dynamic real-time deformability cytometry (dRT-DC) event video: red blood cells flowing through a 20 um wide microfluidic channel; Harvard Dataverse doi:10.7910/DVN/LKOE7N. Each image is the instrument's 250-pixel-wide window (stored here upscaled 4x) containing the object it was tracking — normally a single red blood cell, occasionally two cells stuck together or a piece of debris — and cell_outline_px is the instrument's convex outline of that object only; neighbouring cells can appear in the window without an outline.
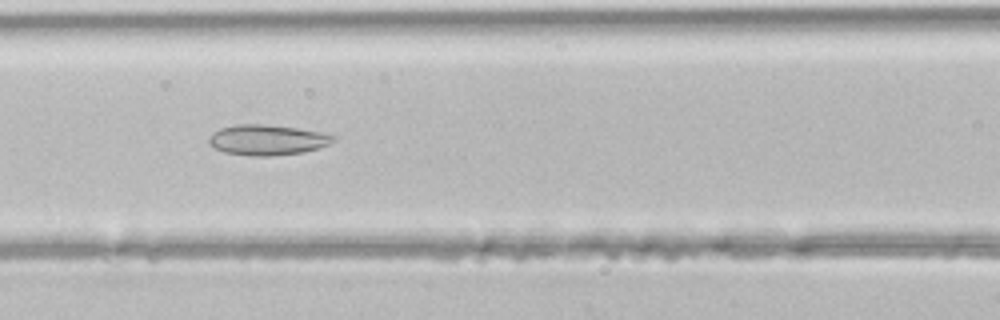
{"species": "common noctule bat (a hibernating species)", "species_latin": "Nyctalus noctula", "temperature_condition": "room temperature", "stored_images_in_passage": 42, "camera_frame_rate_fps": 3000, "um_per_image_px": 0.085, "animal": {"sex": "male", "body_mass_g": 21.5, "forearm_length_mm": 52.0}, "frame": {"image": 1, "passage_image": 16, "time_ms": 5.0, "image_size_px": [1000, 320], "cell_outline_px": [[336, 140], [328, 144], [304, 152], [272, 156], [252, 156], [224, 152], [208, 144], [208, 140], [220, 128], [236, 124], [264, 124], [296, 128], [320, 132], [336, 136]], "centroid_in_image_um": [22.72, 11.89], "position_along_channel_um": 143.9, "area_um2": 21.85}}
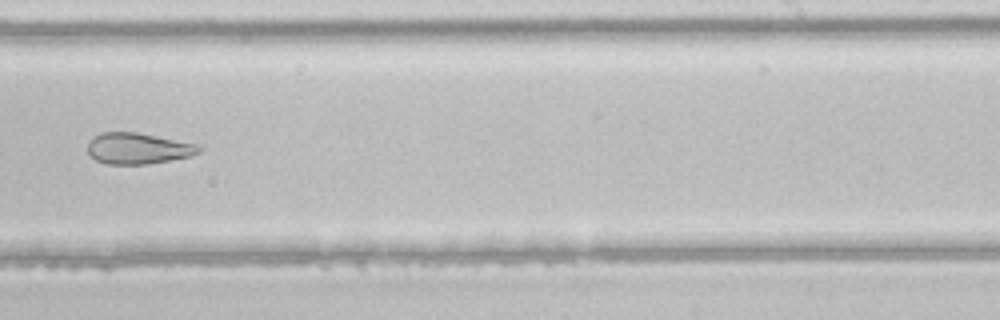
{"frame": {"image": 2, "passage_image": 25, "time_ms": 8.0, "image_size_px": [1000, 320], "cell_outline_px": [[204, 148], [200, 152], [192, 156], [148, 164], [108, 164], [96, 160], [88, 152], [88, 144], [100, 132], [136, 132], [200, 144]], "centroid_in_image_um": [11.81, 12.61], "position_along_channel_um": 277.2, "area_um2": 20.23}}
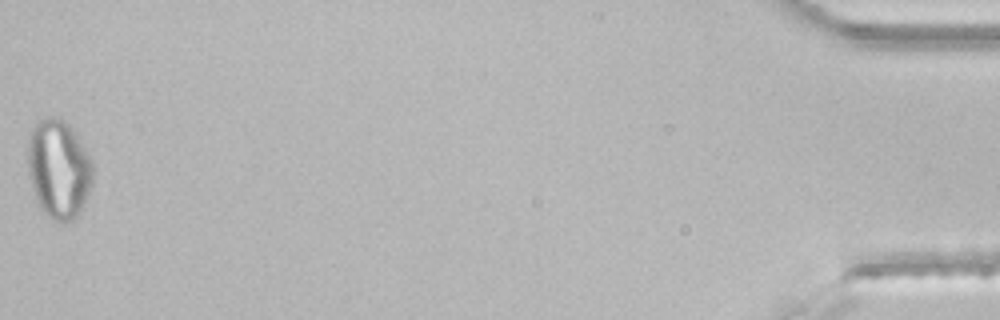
{"frame": {"image": 3, "passage_image": 42, "time_ms": 13.667, "image_size_px": [1000, 320], "cell_outline_px": [[92, 180], [84, 204], [80, 212], [72, 220], [64, 224], [52, 220], [44, 212], [36, 200], [32, 188], [28, 172], [28, 140], [32, 128], [36, 120], [44, 116], [60, 116], [72, 128], [92, 156]], "centroid_in_image_um": [4.98, 14.33], "position_along_channel_um": 430.2, "area_um2": 38.09}}